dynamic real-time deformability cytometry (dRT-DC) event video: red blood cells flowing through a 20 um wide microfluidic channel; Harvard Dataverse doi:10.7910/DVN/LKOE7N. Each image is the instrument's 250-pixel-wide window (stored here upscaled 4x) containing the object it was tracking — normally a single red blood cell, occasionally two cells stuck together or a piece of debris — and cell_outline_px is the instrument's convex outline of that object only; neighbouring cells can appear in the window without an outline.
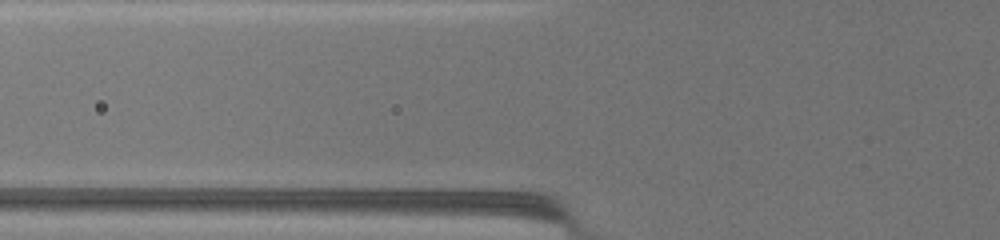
{"species": "common noctule bat (a hibernating species)", "species_latin": "Nyctalus noctula", "temperature_condition": "warm", "stored_images_in_passage": 3, "camera_frame_rate_fps": 3000, "um_per_image_px": 0.085, "animal": {"sex": "female", "body_mass_g": 19.5, "forearm_length_mm": 54.1}, "frame": {"image": 1, "passage_image": 2, "time_ms": 0.333, "image_size_px": [1000, 240], "cell_outline_px": [[504, 192], [492, 212], [388, 212], [360, 208], [356, 192]], "centroid_in_image_um": [36.5, 17.14], "position_along_channel_um": 89.3, "area_um2": 19.77}}